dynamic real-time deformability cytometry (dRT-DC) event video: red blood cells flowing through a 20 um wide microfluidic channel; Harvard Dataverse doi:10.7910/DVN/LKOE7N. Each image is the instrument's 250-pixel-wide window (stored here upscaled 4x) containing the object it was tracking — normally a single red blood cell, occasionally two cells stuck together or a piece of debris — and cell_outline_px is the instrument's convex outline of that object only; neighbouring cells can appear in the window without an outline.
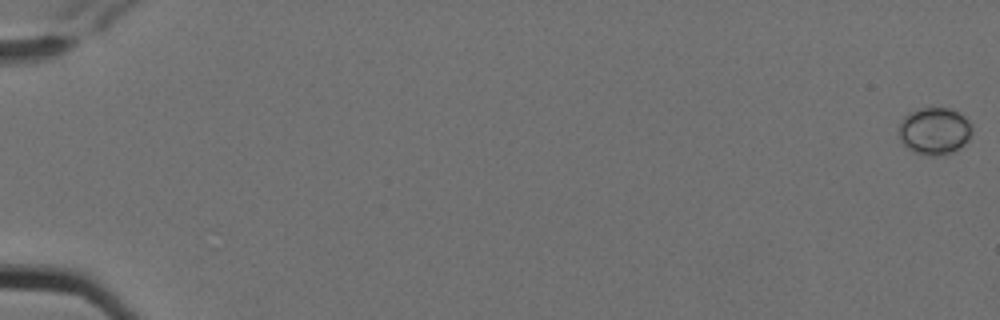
{"species": "Egyptian fruit bat (a non-hibernating species)", "species_latin": "Rousettus aegyptiacus", "temperature_condition": "cold", "stored_images_in_passage": 9, "camera_frame_rate_fps": 3000, "um_per_image_px": 0.085, "animal": {"sex": "female"}, "frame": {"image": 1, "passage_image": 1, "time_ms": 0.0, "image_size_px": [1000, 320], "cell_outline_px": [[972, 132], [968, 140], [960, 148], [944, 156], [932, 156], [912, 152], [900, 140], [896, 132], [900, 120], [904, 116], [920, 108], [948, 108], [964, 116], [972, 124]], "centroid_in_image_um": [79.4, 11.16], "position_along_channel_um": 5.6, "area_um2": 20.46}}
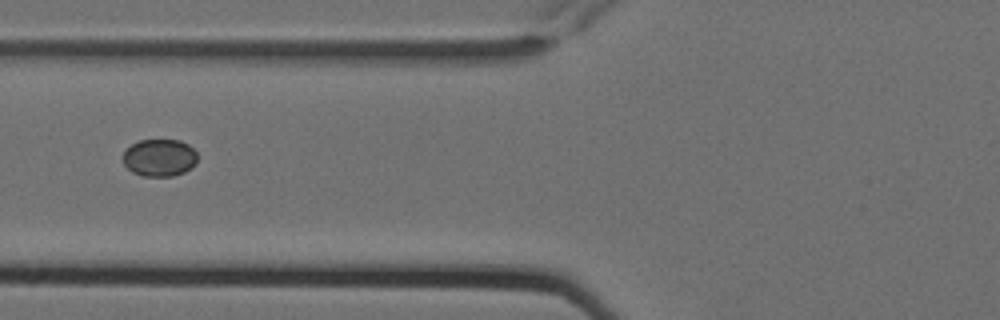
{"frame": {"image": 2, "passage_image": 8, "time_ms": 2.333, "image_size_px": [1000, 320], "cell_outline_px": [[196, 164], [192, 168], [184, 172], [172, 176], [144, 176], [132, 172], [124, 164], [124, 152], [132, 144], [140, 140], [180, 140], [188, 144], [196, 152]], "centroid_in_image_um": [13.58, 13.41], "position_along_channel_um": 112.2, "area_um2": 16.13}}
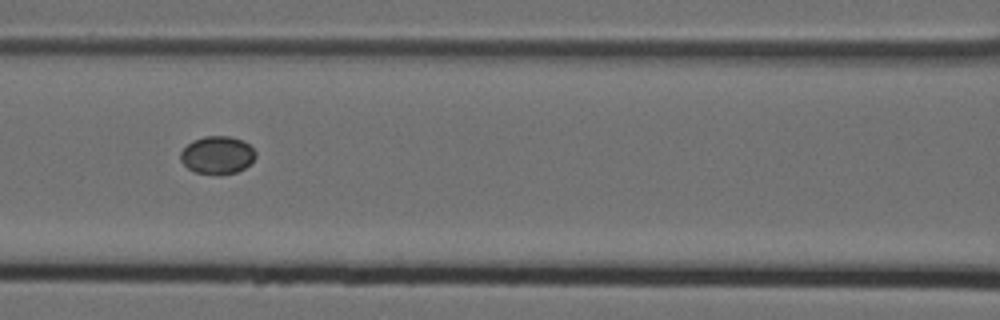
{"frame": {"image": 3, "passage_image": 9, "time_ms": 2.667, "image_size_px": [1000, 320], "cell_outline_px": [[256, 156], [244, 168], [236, 172], [220, 176], [216, 176], [196, 172], [188, 168], [180, 160], [180, 152], [192, 140], [204, 136], [228, 136], [244, 140], [256, 152]], "centroid_in_image_um": [18.46, 13.19], "position_along_channel_um": 148.1, "area_um2": 16.7}}